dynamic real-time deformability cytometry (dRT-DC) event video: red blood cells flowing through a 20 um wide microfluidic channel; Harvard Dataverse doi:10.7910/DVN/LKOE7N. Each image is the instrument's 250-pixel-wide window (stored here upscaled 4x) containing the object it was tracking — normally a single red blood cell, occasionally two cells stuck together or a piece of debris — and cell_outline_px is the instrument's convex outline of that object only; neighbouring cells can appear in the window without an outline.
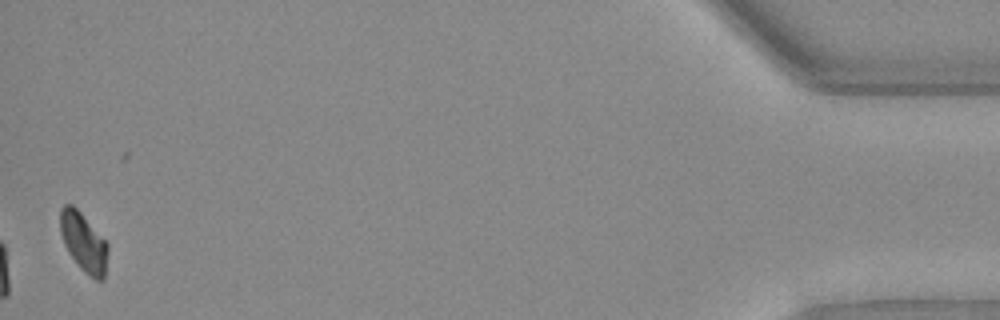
{"species": "Egyptian fruit bat (a non-hibernating species)", "species_latin": "Rousettus aegyptiacus", "temperature_condition": "warm", "stored_images_in_passage": 36, "camera_frame_rate_fps": 3000, "um_per_image_px": 0.085, "animal": {"sex": "female"}, "frame": {"image": 1, "passage_image": 35, "time_ms": 11.333, "image_size_px": [1000, 320], "cell_outline_px": [[108, 252], [104, 280], [96, 280], [88, 276], [80, 268], [68, 252], [64, 244], [60, 232], [60, 208], [64, 204], [72, 204], [80, 212], [108, 244]], "centroid_in_image_um": [7.1, 20.61], "position_along_channel_um": 428.1, "area_um2": 16.36}, "authors_computed_cell_mechanics": {"area_um2": 17.4556, "velocity_mm_per_s": 4.1151, "shape_relaxation_time_tau1_ms": 6.8619, "shape_relaxation_time_tau2_ms": null, "deformation_change_tau1": 0.2029, "deformation_change_tau2": null}}